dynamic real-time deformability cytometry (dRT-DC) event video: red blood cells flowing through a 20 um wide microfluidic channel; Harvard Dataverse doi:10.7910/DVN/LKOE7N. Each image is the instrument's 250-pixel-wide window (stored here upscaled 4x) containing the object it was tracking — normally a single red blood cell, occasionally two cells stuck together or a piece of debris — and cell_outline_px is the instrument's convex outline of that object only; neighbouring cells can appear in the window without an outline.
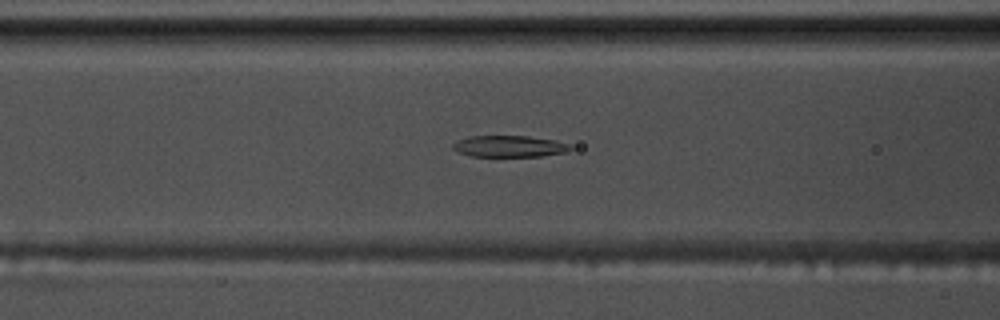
{"species": "common noctule bat (a hibernating species)", "species_latin": "Nyctalus noctula", "temperature_condition": "warm", "stored_images_in_passage": 48, "segment_of_instrument_passage": [1, 2], "camera_frame_rate_fps": 3000, "um_per_image_px": 0.085, "animal": {"sex": "male", "body_mass_g": 17.5, "forearm_length_mm": 52.3}, "frame": {"image": 1, "passage_image": 14, "time_ms": 4.333, "image_size_px": [1000, 320], "cell_outline_px": [[572, 148], [564, 152], [540, 156], [472, 156], [460, 152], [452, 148], [452, 144], [468, 136], [528, 136], [552, 140], [572, 144]], "centroid_in_image_um": [43.3, 12.43], "position_along_channel_um": 123.3, "area_um2": 14.45}}
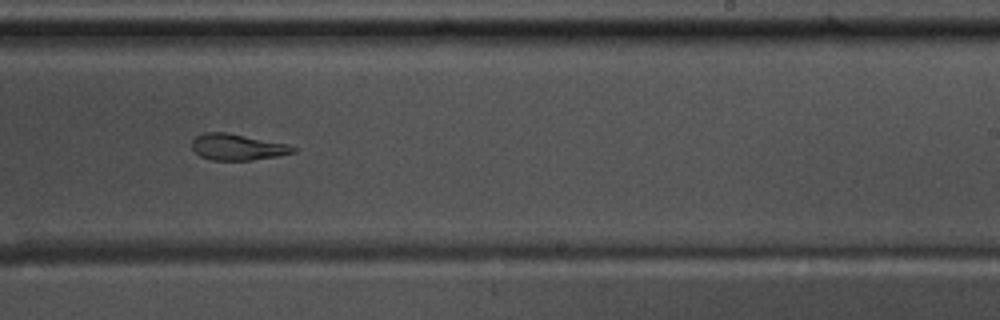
{"frame": {"image": 2, "passage_image": 26, "time_ms": 8.333, "image_size_px": [1000, 320], "cell_outline_px": [[296, 152], [276, 156], [252, 160], [212, 160], [200, 156], [192, 148], [192, 140], [196, 136], [204, 132], [224, 132], [284, 144], [296, 148]], "centroid_in_image_um": [20.12, 12.51], "position_along_channel_um": 268.9, "area_um2": 15.09}}
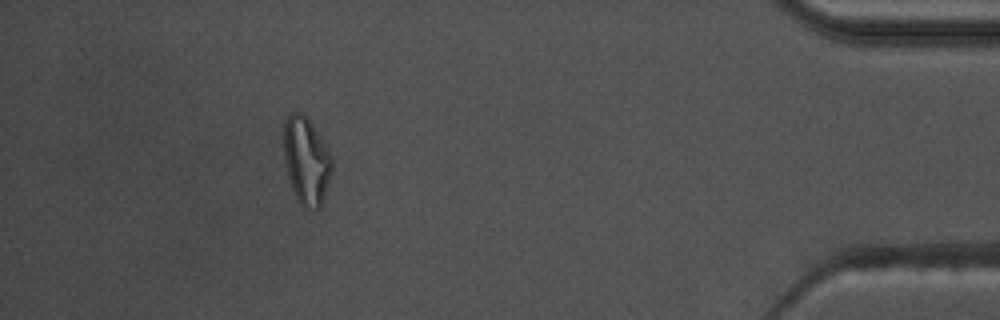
{"frame": {"image": 3, "passage_image": 42, "time_ms": 13.667, "image_size_px": [1000, 320], "cell_outline_px": [[332, 172], [324, 200], [320, 208], [316, 212], [312, 212], [304, 208], [296, 200], [288, 176], [284, 160], [284, 120], [292, 112], [304, 112], [328, 148], [332, 156]], "centroid_in_image_um": [26.05, 13.71], "position_along_channel_um": 409.1, "area_um2": 25.14}}